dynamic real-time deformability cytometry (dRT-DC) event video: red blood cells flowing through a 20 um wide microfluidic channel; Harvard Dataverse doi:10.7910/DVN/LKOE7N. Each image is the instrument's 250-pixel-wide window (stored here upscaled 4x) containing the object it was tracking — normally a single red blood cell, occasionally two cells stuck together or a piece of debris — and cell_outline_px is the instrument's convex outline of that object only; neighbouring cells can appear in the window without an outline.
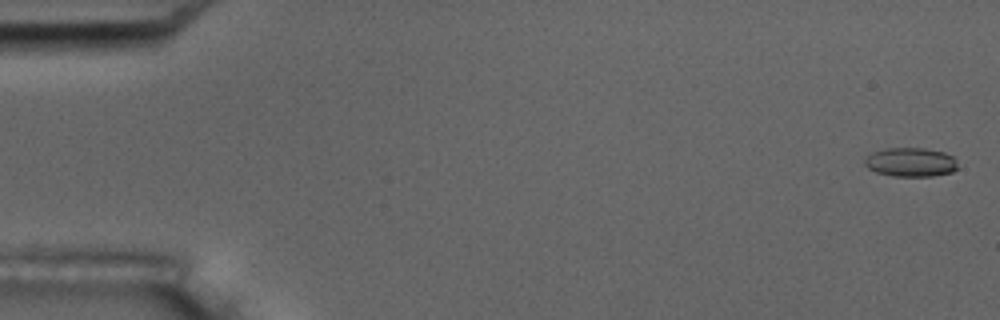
{"species": "common noctule bat (a hibernating species)", "species_latin": "Nyctalus noctula", "temperature_condition": "room temperature", "stored_images_in_passage": 5, "camera_frame_rate_fps": 3000, "um_per_image_px": 0.085, "animal": {"sex": "male", "body_mass_g": 17.5, "forearm_length_mm": 52.3}, "frame": {"image": 1, "passage_image": 1, "time_ms": 0.0, "image_size_px": [1000, 320], "cell_outline_px": [[956, 168], [952, 172], [932, 176], [892, 176], [876, 172], [868, 168], [864, 164], [864, 160], [872, 152], [884, 148], [924, 148], [944, 152], [952, 156], [956, 160]], "centroid_in_image_um": [77.39, 13.78], "position_along_channel_um": 7.6, "area_um2": 15.72}}
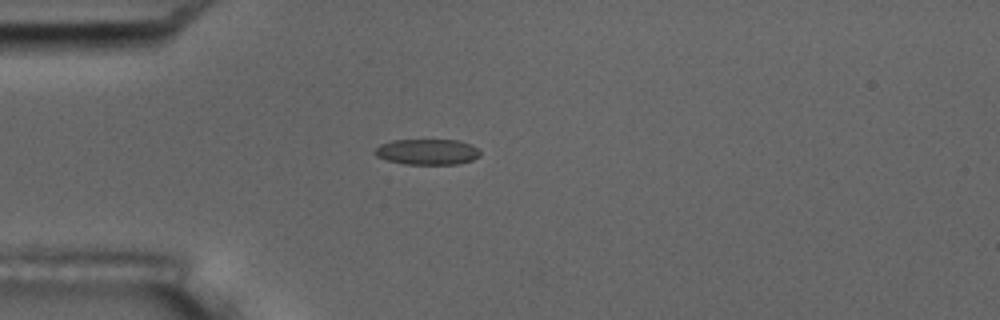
{"frame": {"image": 2, "passage_image": 5, "time_ms": 4.667, "image_size_px": [1000, 320], "cell_outline_px": [[480, 156], [472, 160], [456, 164], [404, 164], [388, 160], [376, 156], [372, 152], [380, 144], [392, 140], [460, 140], [472, 144], [480, 152]], "centroid_in_image_um": [36.31, 12.9], "position_along_channel_um": 48.7, "area_um2": 15.84}}